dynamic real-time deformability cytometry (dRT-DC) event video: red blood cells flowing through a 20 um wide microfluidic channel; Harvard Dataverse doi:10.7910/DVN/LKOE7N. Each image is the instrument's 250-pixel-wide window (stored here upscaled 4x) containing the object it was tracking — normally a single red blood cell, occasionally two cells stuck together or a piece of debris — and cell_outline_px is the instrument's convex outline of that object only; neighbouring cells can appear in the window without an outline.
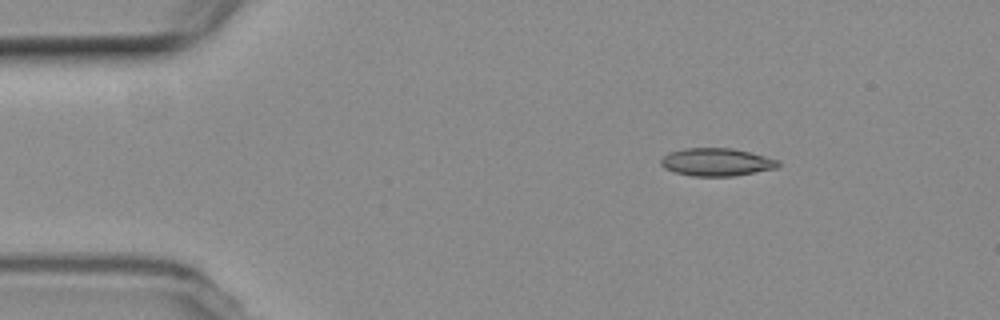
{"species": "common noctule bat (a hibernating species)", "species_latin": "Nyctalus noctula", "temperature_condition": "room temperature", "stored_images_in_passage": 5, "camera_frame_rate_fps": 3000, "um_per_image_px": 0.085, "animal": {"sex": "female", "body_mass_g": 19.3, "forearm_length_mm": 54.1}, "frame": {"image": 1, "passage_image": 3, "time_ms": 2.333, "image_size_px": [1000, 320], "cell_outline_px": [[780, 164], [776, 168], [756, 172], [732, 176], [692, 176], [676, 172], [664, 168], [660, 164], [660, 160], [668, 152], [684, 148], [732, 148], [780, 160]], "centroid_in_image_um": [60.89, 13.77], "position_along_channel_um": 24.1, "area_um2": 18.96}}
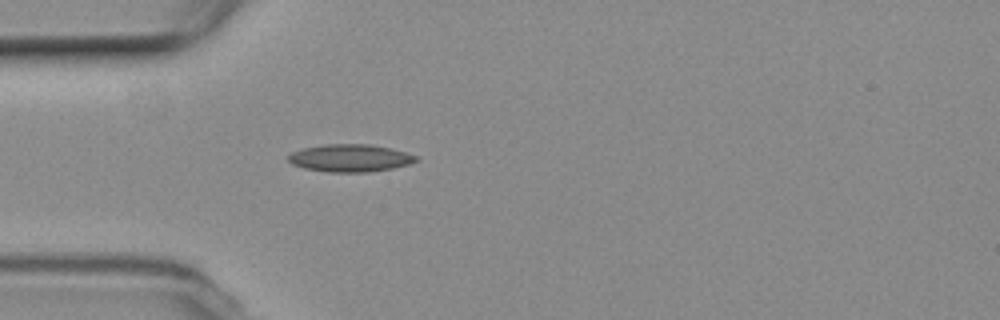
{"frame": {"image": 2, "passage_image": 5, "time_ms": 5.0, "image_size_px": [1000, 320], "cell_outline_px": [[420, 160], [408, 164], [392, 168], [368, 172], [328, 172], [304, 168], [292, 164], [288, 160], [288, 156], [292, 152], [304, 148], [324, 144], [368, 144], [392, 148], [416, 156]], "centroid_in_image_um": [29.75, 13.43], "position_along_channel_um": 55.2, "area_um2": 20.4}}